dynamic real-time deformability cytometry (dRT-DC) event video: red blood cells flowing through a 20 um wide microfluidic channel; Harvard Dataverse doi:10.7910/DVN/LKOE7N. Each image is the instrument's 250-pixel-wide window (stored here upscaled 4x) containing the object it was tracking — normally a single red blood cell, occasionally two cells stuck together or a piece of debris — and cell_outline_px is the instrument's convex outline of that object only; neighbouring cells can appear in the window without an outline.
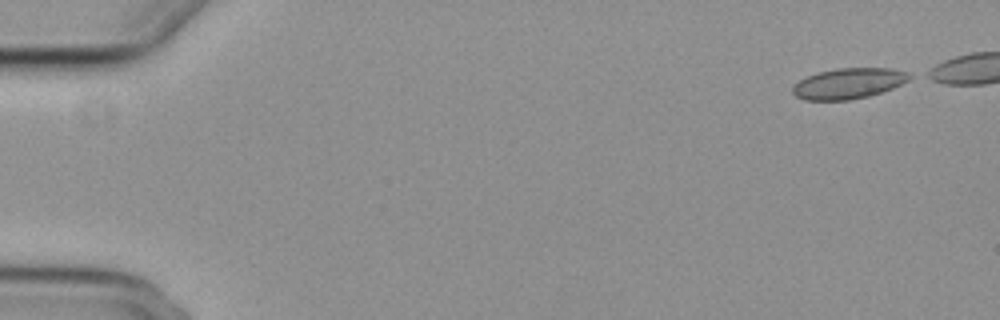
{"species": "common noctule bat (a hibernating species)", "species_latin": "Nyctalus noctula", "temperature_condition": "cold", "stored_images_in_passage": 13, "camera_frame_rate_fps": 3000, "um_per_image_px": 0.085, "animal": {"sex": "female", "body_mass_g": 29.2, "forearm_length_mm": 56.3}, "frame": {"image": 1, "passage_image": 1, "time_ms": 0.0, "image_size_px": [1000, 320], "cell_outline_px": [[916, 76], [892, 88], [868, 96], [848, 100], [804, 100], [796, 96], [792, 92], [792, 88], [800, 80], [808, 76], [820, 72], [836, 68], [892, 68], [908, 72]], "centroid_in_image_um": [72.16, 7.08], "position_along_channel_um": 12.8, "area_um2": 20.75}}